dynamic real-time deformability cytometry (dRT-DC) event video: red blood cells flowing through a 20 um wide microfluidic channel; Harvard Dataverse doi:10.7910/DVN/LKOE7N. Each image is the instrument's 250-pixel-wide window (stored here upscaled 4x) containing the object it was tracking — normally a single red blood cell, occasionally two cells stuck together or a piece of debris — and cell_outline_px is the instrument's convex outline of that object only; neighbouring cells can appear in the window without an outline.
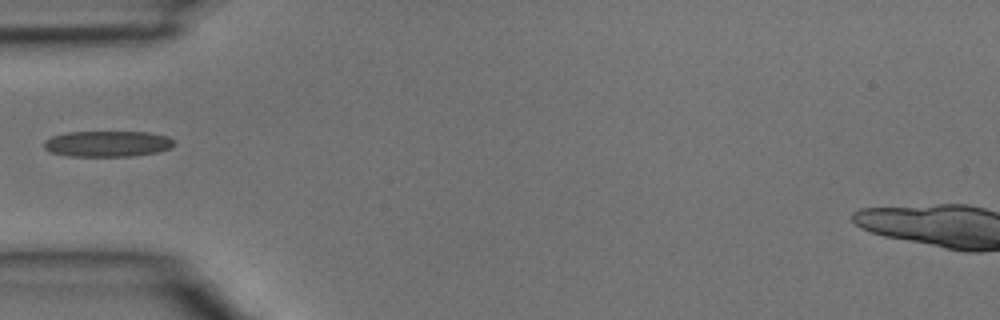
{"species": "common noctule bat (a hibernating species)", "species_latin": "Nyctalus noctula", "temperature_condition": "room temperature", "stored_images_in_passage": 1, "camera_frame_rate_fps": 3000, "um_per_image_px": 0.085, "animal": {"sex": "male", "body_mass_g": 15.6}, "frame": {"image": 1, "passage_image": 1, "time_ms": 0.0, "image_size_px": [1000, 320], "cell_outline_px": [[176, 144], [172, 148], [156, 152], [132, 156], [68, 156], [52, 152], [44, 148], [44, 140], [52, 136], [64, 132], [148, 132], [168, 136]], "centroid_in_image_um": [9.14, 12.21], "position_along_channel_um": 75.9, "area_um2": 19.71}}